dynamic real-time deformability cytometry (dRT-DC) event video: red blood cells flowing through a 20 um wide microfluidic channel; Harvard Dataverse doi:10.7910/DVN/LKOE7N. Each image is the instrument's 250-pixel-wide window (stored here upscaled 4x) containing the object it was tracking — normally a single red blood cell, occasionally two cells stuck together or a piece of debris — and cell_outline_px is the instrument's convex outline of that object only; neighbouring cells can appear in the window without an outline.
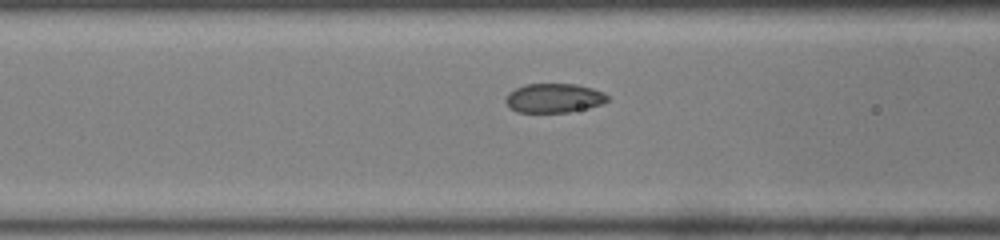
{"species": "common noctule bat (a hibernating species)", "species_latin": "Nyctalus noctula", "temperature_condition": "room temperature", "stored_images_in_passage": 12, "camera_frame_rate_fps": 3000, "um_per_image_px": 0.085, "animal": {"sex": "male", "body_mass_g": 19.0, "forearm_length_mm": 50.8}, "frame": {"image": 1, "passage_image": 10, "time_ms": 3.0, "image_size_px": [1000, 240], "cell_outline_px": [[608, 100], [604, 104], [588, 108], [568, 112], [516, 112], [504, 100], [508, 92], [524, 84], [576, 84], [592, 88], [604, 92], [608, 96]], "centroid_in_image_um": [47.1, 8.33], "position_along_channel_um": 119.5, "area_um2": 17.4}}